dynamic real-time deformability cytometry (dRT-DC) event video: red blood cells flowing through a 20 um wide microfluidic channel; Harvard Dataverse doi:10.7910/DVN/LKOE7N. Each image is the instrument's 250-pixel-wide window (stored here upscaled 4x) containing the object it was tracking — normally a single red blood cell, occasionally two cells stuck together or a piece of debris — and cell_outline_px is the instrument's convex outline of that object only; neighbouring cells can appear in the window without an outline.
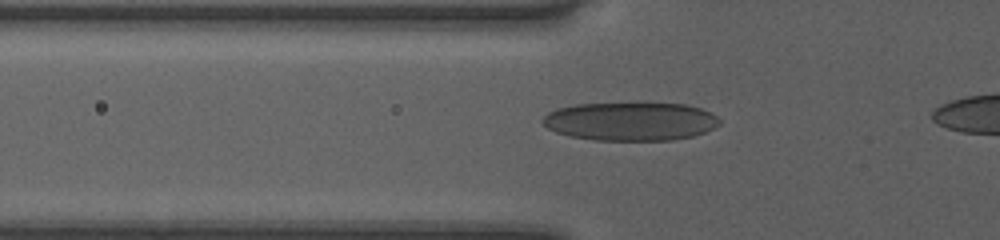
{"species": "human", "species_latin": "Homo sapiens", "temperature_condition": "room temperature", "stored_images_in_passage": 36, "camera_frame_rate_fps": 3000, "um_per_image_px": 0.085, "donor": {"sex": "female"}, "frame": {"image": 1, "passage_image": 8, "time_ms": 2.333, "image_size_px": [1000, 240], "cell_outline_px": [[720, 124], [704, 132], [692, 136], [672, 140], [596, 140], [568, 136], [556, 132], [548, 128], [540, 120], [548, 112], [556, 108], [576, 104], [684, 104], [700, 108], [716, 116], [720, 120]], "centroid_in_image_um": [53.55, 10.32], "position_along_channel_um": 72.3, "area_um2": 39.3}}
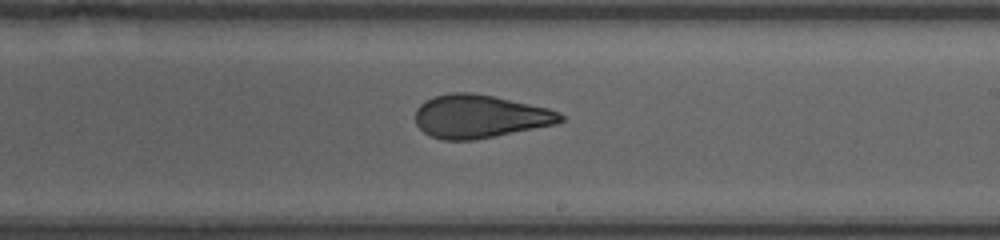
{"frame": {"image": 2, "passage_image": 21, "time_ms": 6.667, "image_size_px": [1000, 240], "cell_outline_px": [[564, 120], [556, 124], [472, 140], [444, 140], [432, 136], [424, 132], [416, 124], [416, 108], [424, 100], [436, 96], [452, 92], [472, 92], [492, 96], [548, 108], [560, 112], [564, 116]], "centroid_in_image_um": [40.77, 9.89], "position_along_channel_um": 248.2, "area_um2": 36.24}}
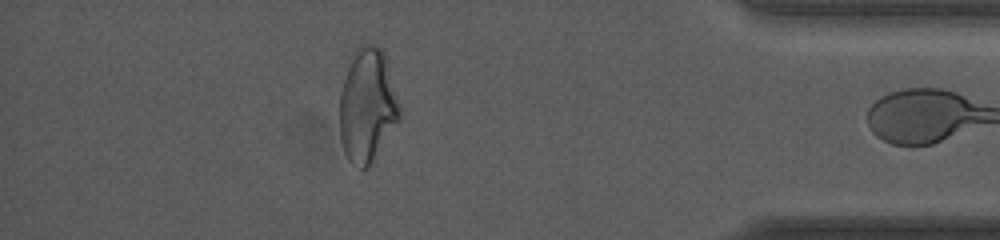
{"frame": {"image": 3, "passage_image": 35, "time_ms": 11.333, "image_size_px": [1000, 240], "cell_outline_px": [[400, 120], [372, 164], [368, 168], [360, 168], [348, 160], [344, 152], [340, 140], [340, 92], [348, 68], [356, 48], [360, 44], [372, 44], [380, 48], [384, 52], [400, 104]], "centroid_in_image_um": [31.24, 9.01], "position_along_channel_um": 404.0, "area_um2": 39.94}}